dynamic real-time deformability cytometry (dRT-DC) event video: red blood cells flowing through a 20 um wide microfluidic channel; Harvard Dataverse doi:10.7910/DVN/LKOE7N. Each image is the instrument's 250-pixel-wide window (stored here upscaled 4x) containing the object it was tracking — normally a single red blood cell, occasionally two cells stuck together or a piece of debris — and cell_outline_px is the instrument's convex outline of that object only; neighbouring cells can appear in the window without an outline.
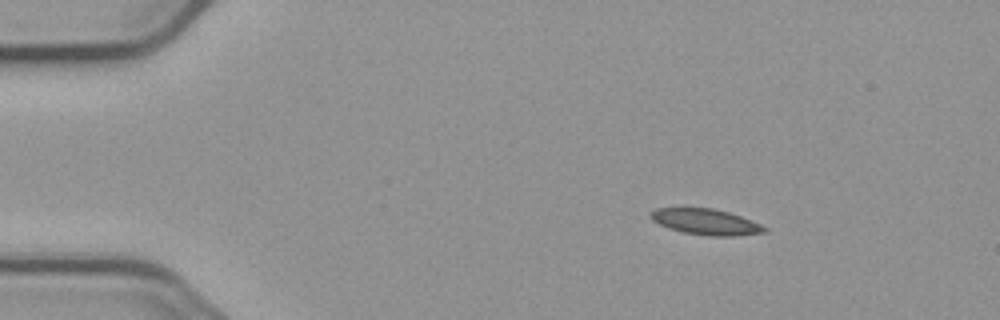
{"species": "common noctule bat (a hibernating species)", "species_latin": "Nyctalus noctula", "temperature_condition": "cold", "stored_images_in_passage": 3, "camera_frame_rate_fps": 3000, "um_per_image_px": 0.085, "animal": {"sex": "male", "body_mass_g": 23.1, "forearm_length_mm": 52.7}, "frame": {"image": 1, "passage_image": 1, "time_ms": 0.0, "image_size_px": [1000, 320], "cell_outline_px": [[768, 232], [732, 236], [708, 236], [684, 232], [668, 228], [652, 220], [648, 216], [656, 208], [712, 208], [728, 212], [740, 216], [760, 224], [768, 228]], "centroid_in_image_um": [60.0, 18.86], "position_along_channel_um": 25.0, "area_um2": 17.05}}